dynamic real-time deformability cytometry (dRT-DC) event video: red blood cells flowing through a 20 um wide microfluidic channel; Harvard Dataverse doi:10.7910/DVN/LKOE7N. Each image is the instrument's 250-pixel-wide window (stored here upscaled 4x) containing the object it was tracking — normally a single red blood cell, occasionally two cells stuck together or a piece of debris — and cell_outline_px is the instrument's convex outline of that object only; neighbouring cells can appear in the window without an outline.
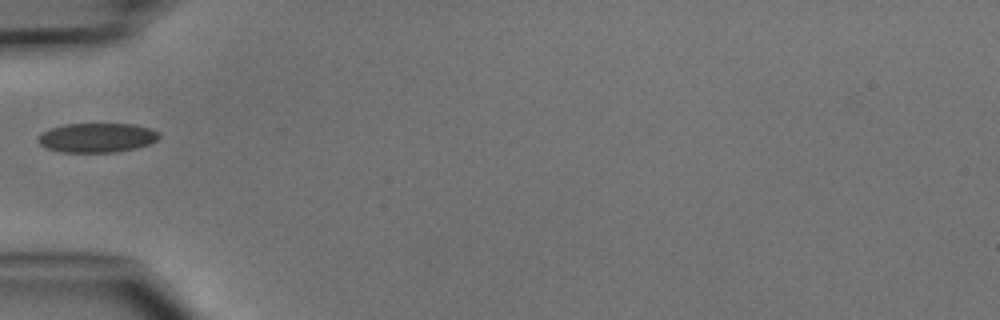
{"species": "common noctule bat (a hibernating species)", "species_latin": "Nyctalus noctula", "temperature_condition": "cold", "stored_images_in_passage": 5, "camera_frame_rate_fps": 3000, "um_per_image_px": 0.085, "animal": {"sex": "male", "body_mass_g": 15.6}, "frame": {"image": 1, "passage_image": 5, "time_ms": 5.0, "image_size_px": [1000, 320], "cell_outline_px": [[160, 136], [156, 140], [148, 144], [136, 148], [116, 152], [64, 152], [48, 148], [40, 144], [36, 140], [44, 132], [52, 128], [64, 124], [132, 124], [148, 128], [160, 132]], "centroid_in_image_um": [8.26, 11.7], "position_along_channel_um": 76.7, "area_um2": 20.46}}